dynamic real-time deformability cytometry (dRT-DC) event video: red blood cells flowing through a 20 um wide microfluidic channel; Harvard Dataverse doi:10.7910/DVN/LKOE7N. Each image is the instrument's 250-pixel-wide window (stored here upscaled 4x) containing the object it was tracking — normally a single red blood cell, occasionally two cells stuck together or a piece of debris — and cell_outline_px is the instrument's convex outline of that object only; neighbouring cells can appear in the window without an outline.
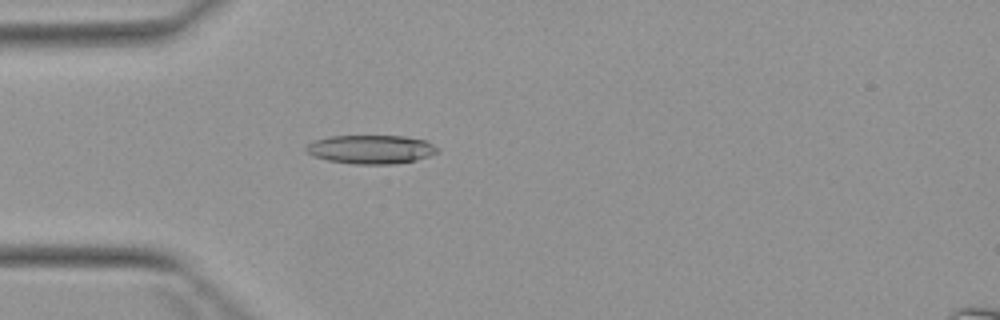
{"species": "Egyptian fruit bat (a non-hibernating species)", "species_latin": "Rousettus aegyptiacus", "temperature_condition": "warm", "stored_images_in_passage": 4, "camera_frame_rate_fps": 3000, "um_per_image_px": 0.085, "animal": {"sex": "female"}, "frame": {"image": 1, "passage_image": 4, "time_ms": 3.667, "image_size_px": [1000, 320], "cell_outline_px": [[440, 152], [416, 160], [396, 164], [352, 164], [328, 160], [312, 156], [304, 148], [312, 140], [328, 136], [404, 136], [424, 140], [440, 148]], "centroid_in_image_um": [31.53, 12.69], "position_along_channel_um": 53.5, "area_um2": 22.2}}